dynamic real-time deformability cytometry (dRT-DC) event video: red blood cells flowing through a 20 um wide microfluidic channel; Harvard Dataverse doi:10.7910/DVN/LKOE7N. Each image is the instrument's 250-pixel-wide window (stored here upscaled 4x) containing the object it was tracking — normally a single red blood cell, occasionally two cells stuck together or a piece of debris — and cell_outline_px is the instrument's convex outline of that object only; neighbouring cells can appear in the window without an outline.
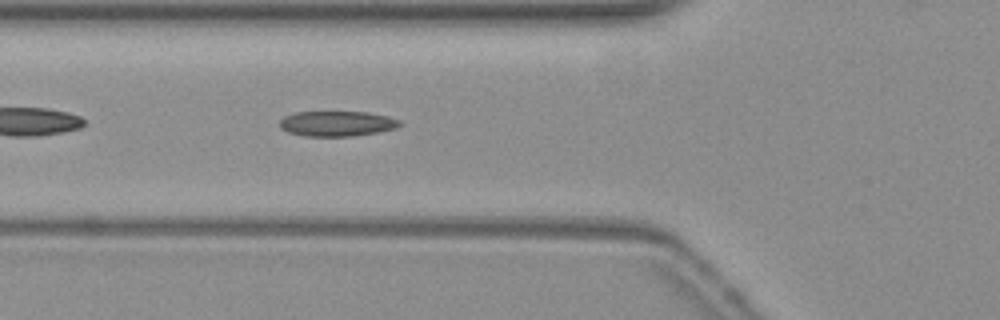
{"species": "common noctule bat (a hibernating species)", "species_latin": "Nyctalus noctula", "temperature_condition": "warm", "stored_images_in_passage": 38, "camera_frame_rate_fps": 3000, "um_per_image_px": 0.085, "animal": {"sex": "female", "body_mass_g": 19.3, "forearm_length_mm": 54.1}, "frame": {"image": 1, "passage_image": 5, "time_ms": 1.333, "image_size_px": [1000, 320], "cell_outline_px": [[404, 124], [396, 128], [356, 136], [304, 136], [288, 132], [280, 128], [280, 120], [284, 116], [296, 112], [368, 112], [388, 116], [400, 120]], "centroid_in_image_um": [28.66, 10.51], "position_along_channel_um": 97.1, "area_um2": 17.74}}
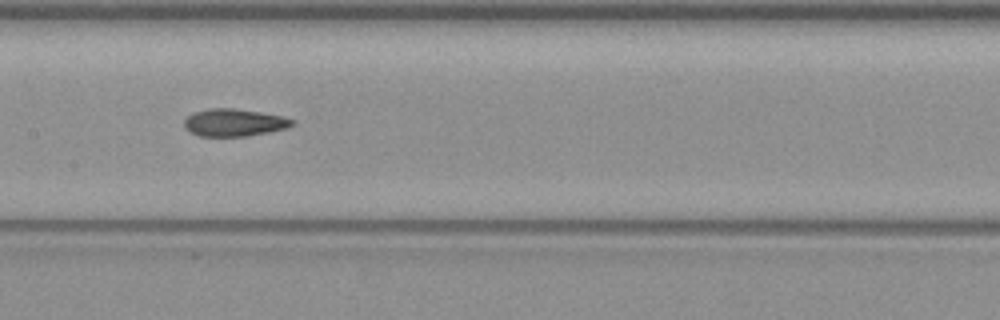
{"frame": {"image": 2, "passage_image": 12, "time_ms": 3.667, "image_size_px": [1000, 320], "cell_outline_px": [[296, 124], [288, 128], [248, 136], [200, 136], [188, 132], [184, 128], [184, 120], [192, 112], [208, 108], [236, 108], [284, 116], [296, 120]], "centroid_in_image_um": [19.91, 10.41], "position_along_channel_um": 187.5, "area_um2": 17.63}}
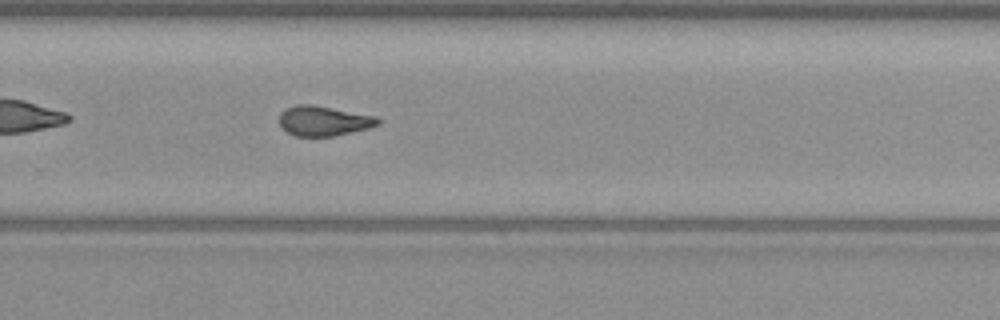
{"frame": {"image": 3, "passage_image": 21, "time_ms": 6.667, "image_size_px": [1000, 320], "cell_outline_px": [[380, 124], [368, 128], [332, 136], [296, 136], [288, 132], [280, 124], [280, 112], [284, 108], [296, 104], [312, 104], [376, 116], [380, 120]], "centroid_in_image_um": [27.5, 10.26], "position_along_channel_um": 302.3, "area_um2": 17.11}}